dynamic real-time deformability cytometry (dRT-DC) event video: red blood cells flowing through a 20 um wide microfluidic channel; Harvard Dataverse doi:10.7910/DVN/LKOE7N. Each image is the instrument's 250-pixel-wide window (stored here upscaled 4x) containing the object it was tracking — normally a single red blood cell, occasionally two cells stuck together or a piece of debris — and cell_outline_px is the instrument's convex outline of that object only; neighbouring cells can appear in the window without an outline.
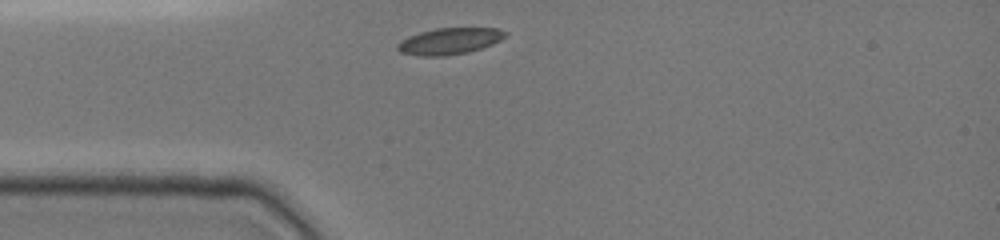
{"species": "common noctule bat (a hibernating species)", "species_latin": "Nyctalus noctula", "temperature_condition": "cold", "stored_images_in_passage": 5, "camera_frame_rate_fps": 3000, "um_per_image_px": 0.085, "animal": {"sex": "female", "body_mass_g": 19.0, "forearm_length_mm": 51.5}, "frame": {"image": 1, "passage_image": 1, "time_ms": 0.0, "image_size_px": [1000, 240], "cell_outline_px": [[508, 36], [492, 44], [468, 52], [444, 56], [420, 56], [400, 52], [396, 48], [396, 44], [400, 40], [408, 36], [420, 32], [436, 28], [496, 28], [508, 32]], "centroid_in_image_um": [38.19, 3.49], "position_along_channel_um": 46.8, "area_um2": 16.7}}
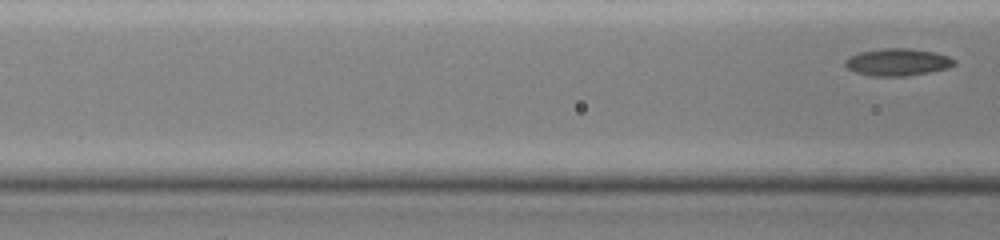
{"frame": {"image": 2, "passage_image": 5, "time_ms": 1.333, "image_size_px": [1000, 240], "cell_outline_px": [[956, 64], [948, 68], [928, 72], [904, 76], [872, 76], [856, 72], [848, 68], [844, 64], [844, 60], [848, 56], [860, 52], [884, 48], [908, 48], [936, 52], [948, 56], [956, 60]], "centroid_in_image_um": [76.29, 5.27], "position_along_channel_um": 90.3, "area_um2": 17.34}}